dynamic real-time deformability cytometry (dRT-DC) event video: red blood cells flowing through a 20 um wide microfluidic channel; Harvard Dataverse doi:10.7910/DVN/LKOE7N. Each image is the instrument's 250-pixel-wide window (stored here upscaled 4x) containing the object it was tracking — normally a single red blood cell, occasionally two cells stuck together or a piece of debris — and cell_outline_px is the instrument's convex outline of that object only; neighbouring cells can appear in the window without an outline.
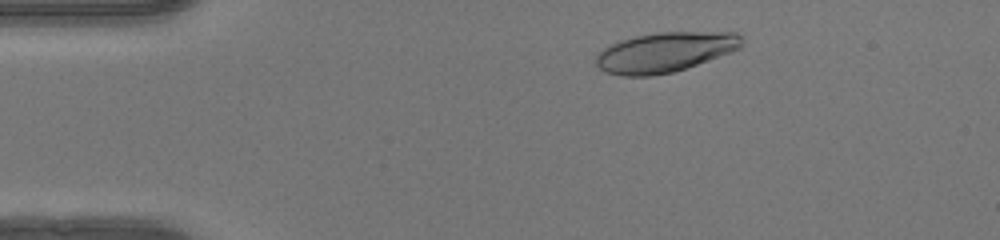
{"species": "human", "species_latin": "Homo sapiens", "temperature_condition": "warm", "stored_images_in_passage": 46, "camera_frame_rate_fps": 3000, "um_per_image_px": 0.085, "donor": {"sex": "female"}, "frame": {"image": 1, "passage_image": 5, "time_ms": 1.333, "image_size_px": [1000, 240], "cell_outline_px": [[740, 48], [696, 64], [672, 72], [652, 76], [624, 76], [604, 72], [596, 64], [596, 56], [604, 48], [620, 40], [632, 36], [656, 32], [736, 32], [740, 36]], "centroid_in_image_um": [56.46, 4.43], "position_along_channel_um": 28.5, "area_um2": 33.52}}
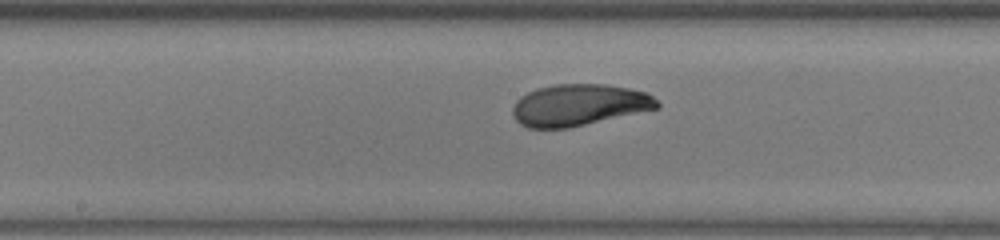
{"frame": {"image": 2, "passage_image": 22, "time_ms": 7.0, "image_size_px": [1000, 240], "cell_outline_px": [[660, 108], [568, 128], [528, 128], [520, 124], [516, 120], [512, 112], [512, 108], [516, 100], [520, 96], [536, 88], [556, 84], [604, 84], [628, 88], [648, 92], [660, 104]], "centroid_in_image_um": [49.21, 8.92], "position_along_channel_um": 199.0, "area_um2": 35.14}}
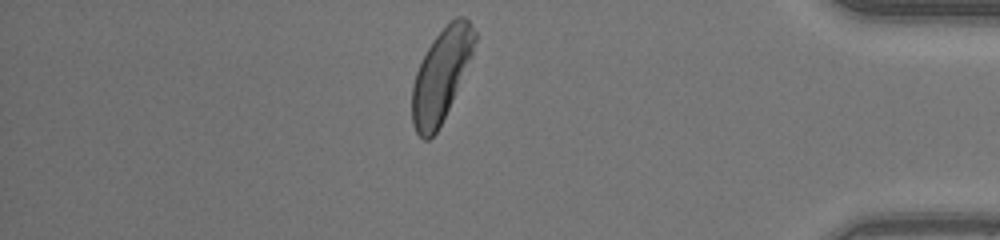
{"frame": {"image": 3, "passage_image": 39, "time_ms": 12.667, "image_size_px": [1000, 240], "cell_outline_px": [[476, 40], [472, 52], [452, 100], [436, 132], [428, 140], [424, 140], [416, 132], [412, 124], [412, 84], [416, 72], [432, 40], [456, 16], [464, 16], [468, 20], [476, 32]], "centroid_in_image_um": [37.47, 6.39], "position_along_channel_um": 397.7, "area_um2": 32.66}, "authors_computed_cell_mechanics": {"area_um2": 34.4199, "velocity_mm_per_s": 4.1551, "shape_relaxation_time_tau1_ms": 3.9518, "shape_relaxation_time_tau2_ms": 1.0003, "deformation_change_tau1": 0.1718, "deformation_change_tau2": 0.0551}}